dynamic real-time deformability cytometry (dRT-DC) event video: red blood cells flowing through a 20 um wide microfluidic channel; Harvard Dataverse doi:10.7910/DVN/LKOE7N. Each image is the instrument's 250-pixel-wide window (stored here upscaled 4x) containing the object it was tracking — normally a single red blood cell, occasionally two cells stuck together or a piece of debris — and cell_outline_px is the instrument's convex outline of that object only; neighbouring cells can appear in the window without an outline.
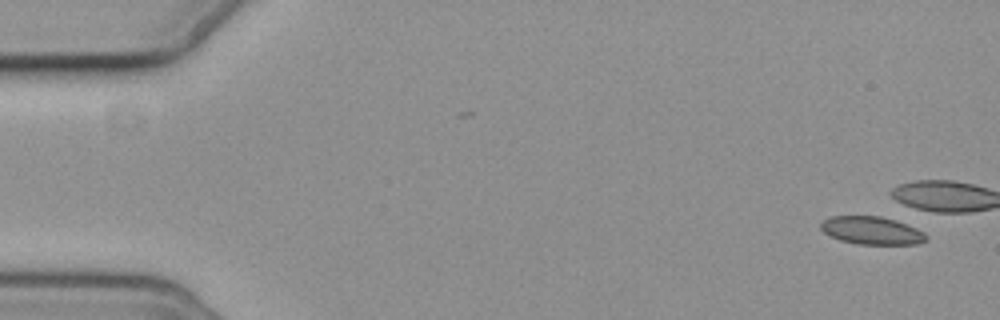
{"species": "common noctule bat (a hibernating species)", "species_latin": "Nyctalus noctula", "temperature_condition": "cold", "stored_images_in_passage": 2, "camera_frame_rate_fps": 3000, "um_per_image_px": 0.085, "animal": {"sex": "female", "body_mass_g": 19.3, "forearm_length_mm": 54.1}, "frame": {"image": 1, "passage_image": 2, "time_ms": 1.333, "image_size_px": [1000, 320], "cell_outline_px": [[928, 240], [916, 244], [856, 244], [840, 240], [824, 232], [820, 228], [820, 224], [824, 220], [832, 216], [880, 216], [896, 220], [916, 228], [924, 232], [928, 236]], "centroid_in_image_um": [74.12, 19.59], "position_along_channel_um": 10.9, "area_um2": 17.11}}